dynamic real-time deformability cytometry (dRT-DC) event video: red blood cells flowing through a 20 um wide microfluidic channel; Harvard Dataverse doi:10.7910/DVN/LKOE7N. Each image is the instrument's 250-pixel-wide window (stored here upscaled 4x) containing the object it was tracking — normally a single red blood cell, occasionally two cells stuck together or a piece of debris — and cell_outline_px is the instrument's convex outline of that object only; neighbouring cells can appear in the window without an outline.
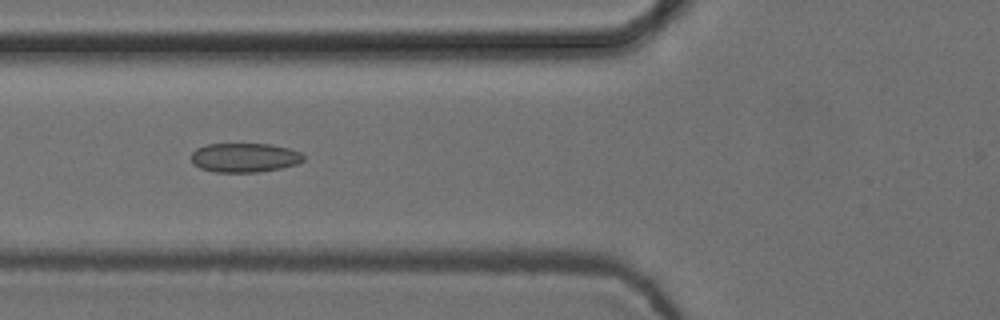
{"species": "common noctule bat (a hibernating species)", "species_latin": "Nyctalus noctula", "temperature_condition": "cold", "stored_images_in_passage": 39, "camera_frame_rate_fps": 3000, "um_per_image_px": 0.085, "animal": {"sex": "female", "body_mass_g": 24.6, "forearm_length_mm": 56.2}, "frame": {"image": 1, "passage_image": 5, "time_ms": 1.333, "image_size_px": [1000, 320], "cell_outline_px": [[304, 160], [296, 164], [280, 168], [260, 172], [212, 172], [200, 168], [192, 164], [192, 152], [196, 148], [204, 144], [268, 144], [288, 148], [300, 152], [304, 156]], "centroid_in_image_um": [20.75, 13.4], "position_along_channel_um": 105.1, "area_um2": 19.19}}
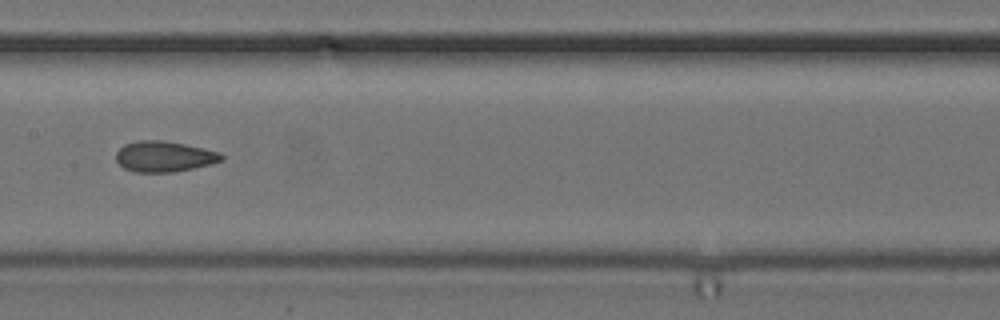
{"frame": {"image": 2, "passage_image": 12, "time_ms": 3.667, "image_size_px": [1000, 320], "cell_outline_px": [[224, 160], [212, 164], [172, 172], [136, 172], [124, 168], [116, 160], [116, 152], [124, 144], [140, 140], [164, 140], [204, 148], [220, 152], [224, 156]], "centroid_in_image_um": [13.97, 13.29], "position_along_channel_um": 193.4, "area_um2": 18.9}}
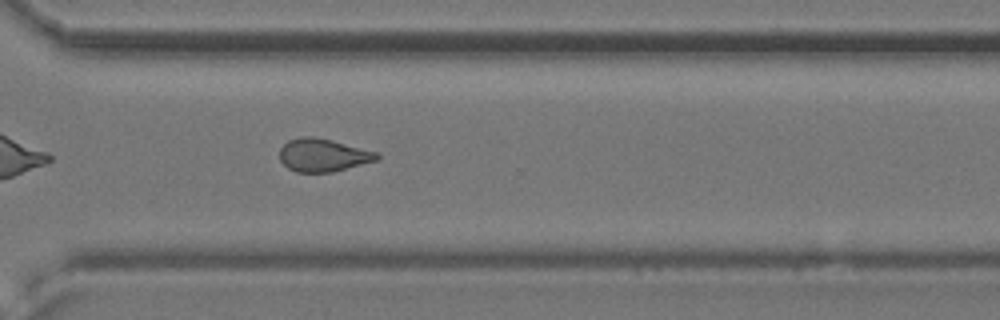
{"frame": {"image": 3, "passage_image": 24, "time_ms": 7.667, "image_size_px": [1000, 320], "cell_outline_px": [[380, 156], [376, 160], [332, 172], [296, 172], [288, 168], [280, 160], [280, 148], [288, 140], [300, 136], [312, 136], [332, 140], [380, 152]], "centroid_in_image_um": [27.46, 13.17], "position_along_channel_um": 343.1, "area_um2": 18.73}, "authors_computed_cell_mechanics": {"area_um2": 18.8428, "velocity_mm_per_s": 3.7659, "shape_relaxation_time_tau1_ms": 9.9394, "shape_relaxation_time_tau2_ms": 2.2958, "deformation_change_tau1": 0.1609, "deformation_change_tau2": 0.0898}}